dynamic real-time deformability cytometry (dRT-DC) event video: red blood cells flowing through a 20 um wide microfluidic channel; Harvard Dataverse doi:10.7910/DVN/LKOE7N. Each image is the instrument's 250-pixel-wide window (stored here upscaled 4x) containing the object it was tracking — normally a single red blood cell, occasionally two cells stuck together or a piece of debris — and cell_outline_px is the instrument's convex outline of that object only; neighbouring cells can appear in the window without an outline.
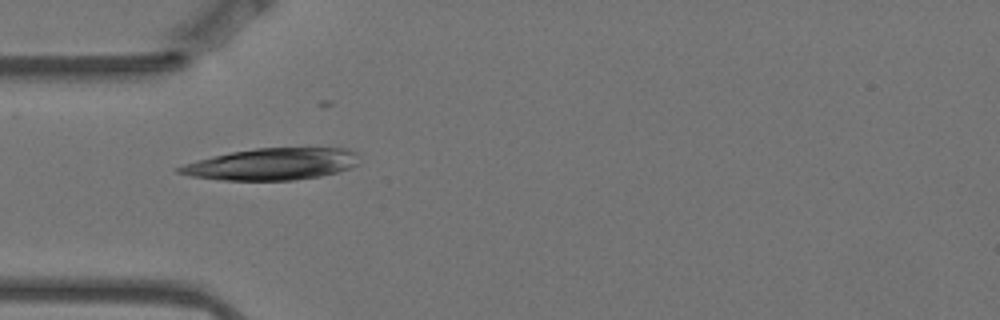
{"species": "Egyptian fruit bat (a non-hibernating species)", "species_latin": "Rousettus aegyptiacus", "temperature_condition": "warm", "stored_images_in_passage": 6, "camera_frame_rate_fps": 3000, "um_per_image_px": 0.085, "animal": {"sex": "female"}, "frame": {"image": 1, "passage_image": 5, "time_ms": 1.333, "image_size_px": [1000, 320], "cell_outline_px": [[360, 164], [336, 172], [320, 176], [292, 180], [220, 180], [192, 176], [176, 172], [176, 168], [184, 164], [212, 156], [232, 152], [256, 148], [348, 148], [356, 152]], "centroid_in_image_um": [23.13, 13.94], "position_along_channel_um": 61.9, "area_um2": 33.18}}
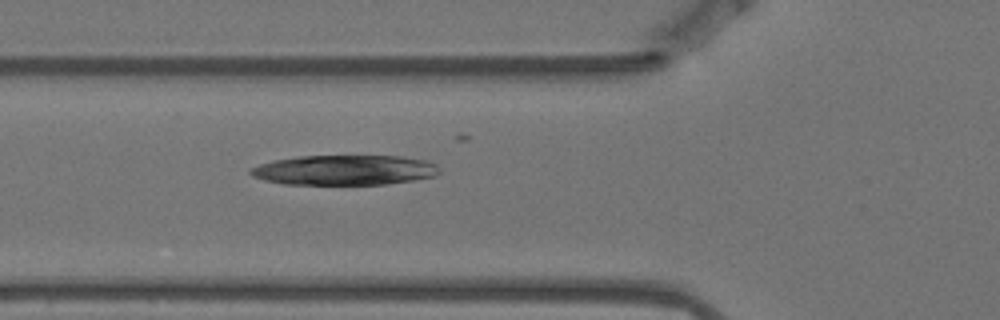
{"frame": {"image": 2, "passage_image": 6, "time_ms": 1.667, "image_size_px": [1000, 320], "cell_outline_px": [[440, 172], [436, 176], [412, 180], [384, 184], [284, 184], [264, 180], [252, 176], [248, 172], [252, 168], [260, 164], [272, 160], [300, 156], [400, 156], [424, 160], [436, 164], [440, 168]], "centroid_in_image_um": [29.28, 14.45], "position_along_channel_um": 96.5, "area_um2": 32.95}}